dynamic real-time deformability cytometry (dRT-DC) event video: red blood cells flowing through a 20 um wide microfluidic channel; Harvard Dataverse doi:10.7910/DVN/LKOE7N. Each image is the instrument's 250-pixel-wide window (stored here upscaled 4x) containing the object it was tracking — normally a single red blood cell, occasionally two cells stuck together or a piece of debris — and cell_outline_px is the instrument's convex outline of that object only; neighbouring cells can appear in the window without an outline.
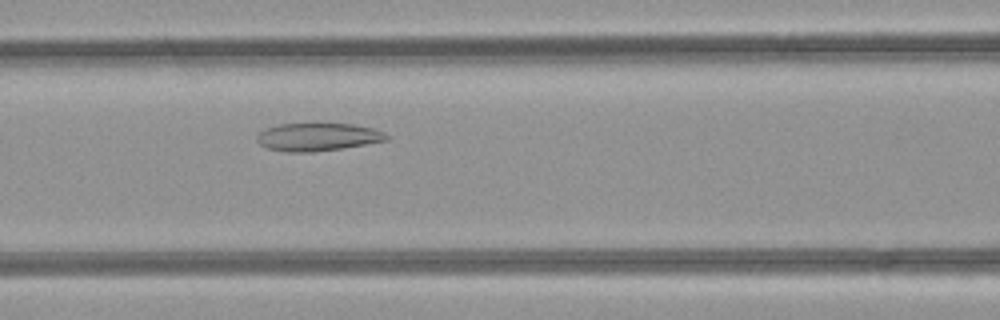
{"species": "common noctule bat (a hibernating species)", "species_latin": "Nyctalus noctula", "temperature_condition": "room temperature", "stored_images_in_passage": 31, "camera_frame_rate_fps": 3000, "um_per_image_px": 0.085, "animal": {"sex": "female", "body_mass_g": 21.9}, "frame": {"image": 1, "passage_image": 9, "time_ms": 2.667, "image_size_px": [1000, 320], "cell_outline_px": [[388, 140], [340, 148], [312, 152], [288, 152], [268, 148], [260, 144], [256, 140], [256, 136], [264, 128], [276, 124], [356, 124], [372, 128], [384, 132], [388, 136]], "centroid_in_image_um": [26.97, 11.63], "position_along_channel_um": 139.6, "area_um2": 20.92}}
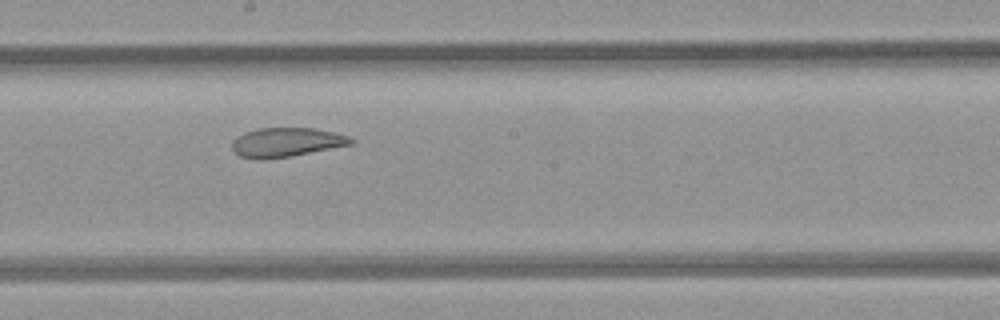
{"frame": {"image": 2, "passage_image": 15, "time_ms": 4.667, "image_size_px": [1000, 320], "cell_outline_px": [[356, 140], [352, 144], [292, 156], [260, 160], [240, 156], [232, 148], [232, 140], [236, 136], [244, 132], [260, 128], [316, 128], [336, 132], [348, 136]], "centroid_in_image_um": [24.34, 12.09], "position_along_channel_um": 223.9, "area_um2": 20.35}}
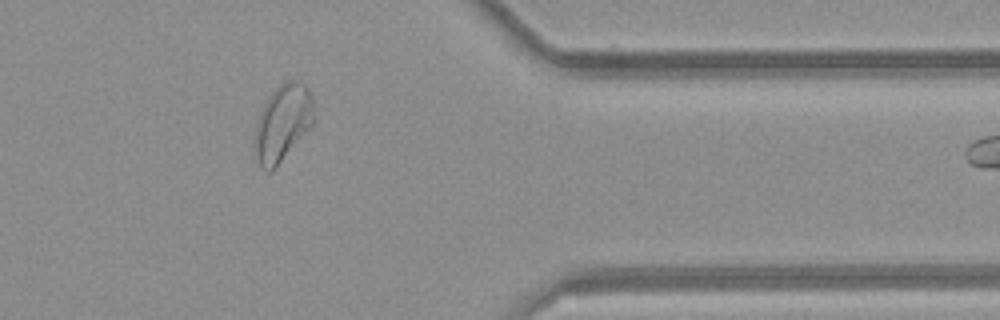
{"frame": {"image": 3, "passage_image": 28, "time_ms": 9.0, "image_size_px": [1000, 320], "cell_outline_px": [[316, 120], [280, 160], [268, 172], [260, 164], [256, 156], [252, 140], [256, 124], [264, 104], [272, 92], [280, 84], [288, 80], [300, 80], [308, 84], [312, 96]], "centroid_in_image_um": [24.05, 10.35], "position_along_channel_um": 387.4, "area_um2": 26.13}, "authors_computed_cell_mechanics": {"area_um2": 21.6172, "velocity_mm_per_s": 4.2124, "shape_relaxation_time_tau1_ms": null, "shape_relaxation_time_tau2_ms": 1.8368, "deformation_change_tau1": null, "deformation_change_tau2": 0.075}}